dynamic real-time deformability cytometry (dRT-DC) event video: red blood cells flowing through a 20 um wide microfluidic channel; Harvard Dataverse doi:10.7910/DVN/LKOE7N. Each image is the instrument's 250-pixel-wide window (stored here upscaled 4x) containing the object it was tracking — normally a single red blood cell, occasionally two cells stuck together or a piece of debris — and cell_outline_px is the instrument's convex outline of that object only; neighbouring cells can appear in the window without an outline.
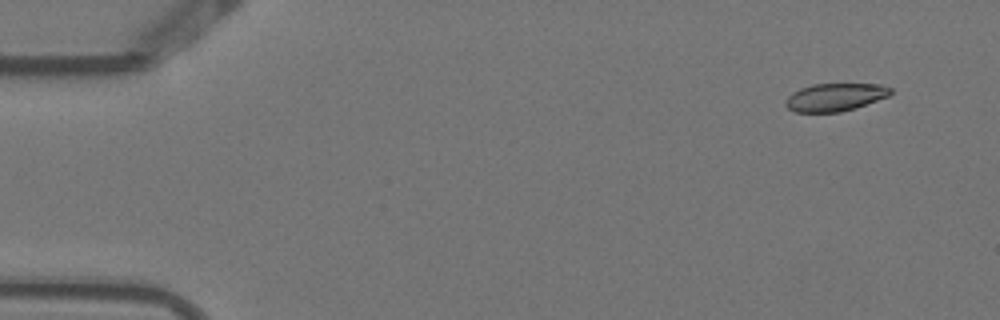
{"species": "Egyptian fruit bat (a non-hibernating species)", "species_latin": "Rousettus aegyptiacus", "temperature_condition": "warm", "stored_images_in_passage": 6, "camera_frame_rate_fps": 3000, "um_per_image_px": 0.085, "animal": {"sex": "female"}, "frame": {"image": 1, "passage_image": 1, "time_ms": 0.0, "image_size_px": [1000, 320], "cell_outline_px": [[892, 92], [888, 96], [856, 108], [840, 112], [796, 112], [788, 108], [784, 104], [784, 100], [792, 92], [800, 88], [812, 84], [884, 84], [892, 88]], "centroid_in_image_um": [70.97, 8.25], "position_along_channel_um": 14.0, "area_um2": 17.17}}
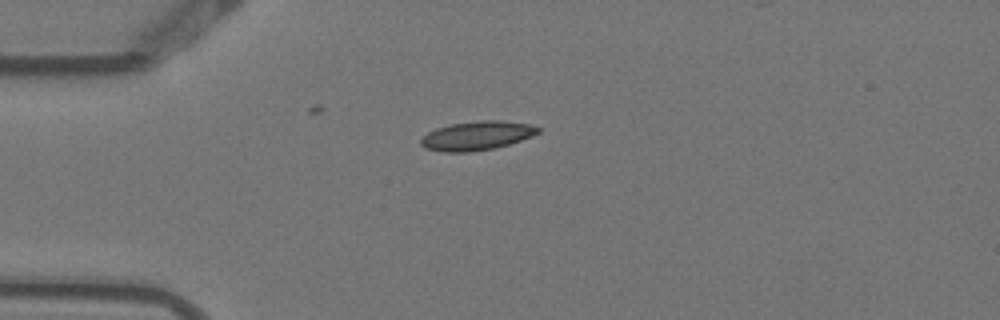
{"frame": {"image": 2, "passage_image": 4, "time_ms": 1.0, "image_size_px": [1000, 320], "cell_outline_px": [[540, 132], [532, 136], [496, 148], [468, 152], [444, 152], [424, 148], [420, 144], [420, 140], [428, 132], [436, 128], [452, 124], [480, 120], [500, 120], [528, 124], [540, 128]], "centroid_in_image_um": [40.52, 11.54], "position_along_channel_um": 44.5, "area_um2": 19.71}}
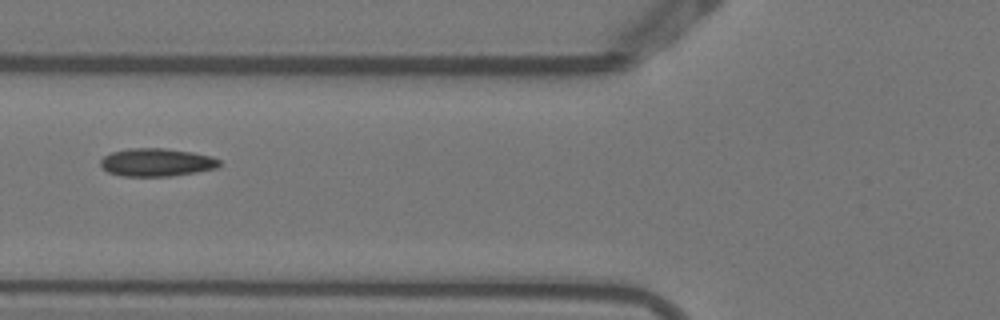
{"frame": {"image": 3, "passage_image": 6, "time_ms": 1.667, "image_size_px": [1000, 320], "cell_outline_px": [[220, 164], [216, 168], [196, 172], [168, 176], [120, 176], [108, 172], [100, 164], [100, 160], [104, 156], [112, 152], [128, 148], [164, 148], [192, 152], [212, 156], [220, 160]], "centroid_in_image_um": [13.3, 13.79], "position_along_channel_um": 112.5, "area_um2": 19.36}}